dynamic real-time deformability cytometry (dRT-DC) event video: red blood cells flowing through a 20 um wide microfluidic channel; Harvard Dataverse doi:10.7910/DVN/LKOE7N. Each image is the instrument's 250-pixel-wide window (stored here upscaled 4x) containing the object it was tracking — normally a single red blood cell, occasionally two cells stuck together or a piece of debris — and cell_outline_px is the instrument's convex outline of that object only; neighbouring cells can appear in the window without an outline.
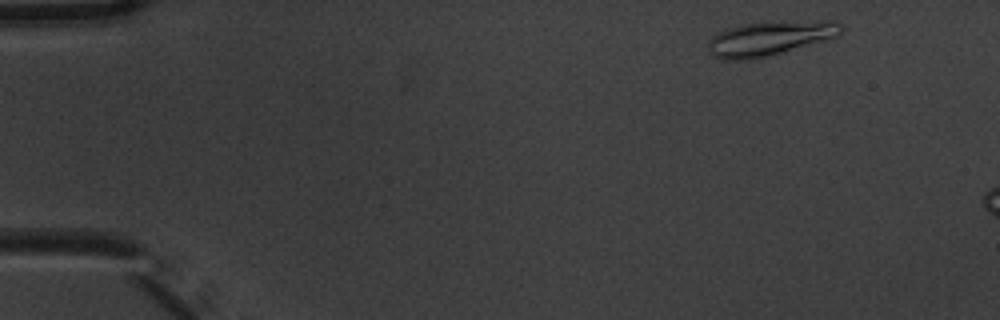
{"species": "common noctule bat (a hibernating species)", "species_latin": "Nyctalus noctula", "temperature_condition": "warm", "stored_images_in_passage": 3, "camera_frame_rate_fps": 3000, "um_per_image_px": 0.085, "animal": {"sex": "male", "body_mass_g": 20.1, "forearm_length_mm": 53.5}, "frame": {"image": 1, "passage_image": 1, "time_ms": 0.0, "image_size_px": [1000, 320], "cell_outline_px": [[844, 28], [840, 36], [780, 52], [748, 60], [724, 60], [708, 52], [708, 40], [712, 36], [728, 28], [740, 24], [828, 20], [836, 20]], "centroid_in_image_um": [65.44, 3.25], "position_along_channel_um": 19.6, "area_um2": 26.24}}